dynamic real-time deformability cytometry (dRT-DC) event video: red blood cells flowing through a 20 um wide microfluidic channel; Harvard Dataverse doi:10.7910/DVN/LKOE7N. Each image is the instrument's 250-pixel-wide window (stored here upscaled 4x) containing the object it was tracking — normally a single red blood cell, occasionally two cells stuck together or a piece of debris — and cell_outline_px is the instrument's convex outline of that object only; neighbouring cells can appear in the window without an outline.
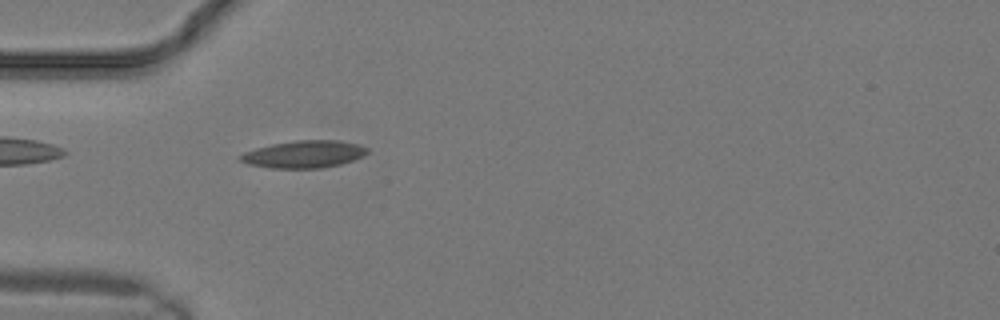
{"species": "common noctule bat (a hibernating species)", "species_latin": "Nyctalus noctula", "temperature_condition": "warm", "stored_images_in_passage": 3, "camera_frame_rate_fps": 3000, "um_per_image_px": 0.085, "animal": {"sex": "male", "body_mass_g": 19.2, "forearm_length_mm": 51.8}, "frame": {"image": 1, "passage_image": 3, "time_ms": 0.667, "image_size_px": [1000, 320], "cell_outline_px": [[368, 152], [364, 156], [340, 164], [320, 168], [268, 168], [248, 164], [240, 160], [236, 156], [244, 152], [256, 148], [272, 144], [296, 140], [340, 140], [356, 144], [368, 148]], "centroid_in_image_um": [25.81, 13.11], "position_along_channel_um": 59.2, "area_um2": 20.23}}